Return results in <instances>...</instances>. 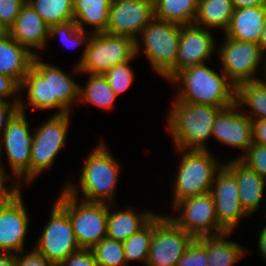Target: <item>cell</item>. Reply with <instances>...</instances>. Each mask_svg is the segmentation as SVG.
I'll return each mask as SVG.
<instances>
[{
  "label": "cell",
  "instance_id": "8992f818",
  "mask_svg": "<svg viewBox=\"0 0 266 266\" xmlns=\"http://www.w3.org/2000/svg\"><path fill=\"white\" fill-rule=\"evenodd\" d=\"M175 150L182 157L174 180L172 207L185 198L209 193L216 173L224 165L209 150Z\"/></svg>",
  "mask_w": 266,
  "mask_h": 266
},
{
  "label": "cell",
  "instance_id": "7bdbcfd3",
  "mask_svg": "<svg viewBox=\"0 0 266 266\" xmlns=\"http://www.w3.org/2000/svg\"><path fill=\"white\" fill-rule=\"evenodd\" d=\"M18 101L14 99L11 102L0 100V135L7 126L8 121L19 110Z\"/></svg>",
  "mask_w": 266,
  "mask_h": 266
},
{
  "label": "cell",
  "instance_id": "e575fe53",
  "mask_svg": "<svg viewBox=\"0 0 266 266\" xmlns=\"http://www.w3.org/2000/svg\"><path fill=\"white\" fill-rule=\"evenodd\" d=\"M130 62L117 64L103 74L117 97L125 92L134 81V71L130 66Z\"/></svg>",
  "mask_w": 266,
  "mask_h": 266
},
{
  "label": "cell",
  "instance_id": "74e56055",
  "mask_svg": "<svg viewBox=\"0 0 266 266\" xmlns=\"http://www.w3.org/2000/svg\"><path fill=\"white\" fill-rule=\"evenodd\" d=\"M27 0H0V22L7 28L14 23Z\"/></svg>",
  "mask_w": 266,
  "mask_h": 266
},
{
  "label": "cell",
  "instance_id": "7dc6e473",
  "mask_svg": "<svg viewBox=\"0 0 266 266\" xmlns=\"http://www.w3.org/2000/svg\"><path fill=\"white\" fill-rule=\"evenodd\" d=\"M16 265H17V254L0 252V266H16Z\"/></svg>",
  "mask_w": 266,
  "mask_h": 266
},
{
  "label": "cell",
  "instance_id": "e0dca14e",
  "mask_svg": "<svg viewBox=\"0 0 266 266\" xmlns=\"http://www.w3.org/2000/svg\"><path fill=\"white\" fill-rule=\"evenodd\" d=\"M211 31L195 24L181 25L175 75L194 65L206 63L215 54L219 46Z\"/></svg>",
  "mask_w": 266,
  "mask_h": 266
},
{
  "label": "cell",
  "instance_id": "6da1fadb",
  "mask_svg": "<svg viewBox=\"0 0 266 266\" xmlns=\"http://www.w3.org/2000/svg\"><path fill=\"white\" fill-rule=\"evenodd\" d=\"M41 58L38 55L33 57L28 73L19 84V93L21 89L28 91L26 103L19 96V111L25 113L27 106H31L33 108L30 112L34 108L38 110L55 108L57 111L54 115L72 112L74 102L79 101V83L61 68L48 64Z\"/></svg>",
  "mask_w": 266,
  "mask_h": 266
},
{
  "label": "cell",
  "instance_id": "f6af8a7d",
  "mask_svg": "<svg viewBox=\"0 0 266 266\" xmlns=\"http://www.w3.org/2000/svg\"><path fill=\"white\" fill-rule=\"evenodd\" d=\"M266 214V213H265ZM260 232L258 233V250H259V255H261L262 259L266 261V224L260 228Z\"/></svg>",
  "mask_w": 266,
  "mask_h": 266
},
{
  "label": "cell",
  "instance_id": "816d5d0a",
  "mask_svg": "<svg viewBox=\"0 0 266 266\" xmlns=\"http://www.w3.org/2000/svg\"><path fill=\"white\" fill-rule=\"evenodd\" d=\"M265 75H264V79H265V81H266V67H265V73H264Z\"/></svg>",
  "mask_w": 266,
  "mask_h": 266
},
{
  "label": "cell",
  "instance_id": "603a6c76",
  "mask_svg": "<svg viewBox=\"0 0 266 266\" xmlns=\"http://www.w3.org/2000/svg\"><path fill=\"white\" fill-rule=\"evenodd\" d=\"M113 205L108 204L107 237L122 243L142 229L157 214L150 210L136 213V210L129 206L124 210L113 212Z\"/></svg>",
  "mask_w": 266,
  "mask_h": 266
},
{
  "label": "cell",
  "instance_id": "cb8c5ba5",
  "mask_svg": "<svg viewBox=\"0 0 266 266\" xmlns=\"http://www.w3.org/2000/svg\"><path fill=\"white\" fill-rule=\"evenodd\" d=\"M34 56L9 34L0 39V73L11 77L18 84L28 73Z\"/></svg>",
  "mask_w": 266,
  "mask_h": 266
},
{
  "label": "cell",
  "instance_id": "d6986e66",
  "mask_svg": "<svg viewBox=\"0 0 266 266\" xmlns=\"http://www.w3.org/2000/svg\"><path fill=\"white\" fill-rule=\"evenodd\" d=\"M22 191L0 211V252L18 254L25 249L30 215Z\"/></svg>",
  "mask_w": 266,
  "mask_h": 266
},
{
  "label": "cell",
  "instance_id": "d590c367",
  "mask_svg": "<svg viewBox=\"0 0 266 266\" xmlns=\"http://www.w3.org/2000/svg\"><path fill=\"white\" fill-rule=\"evenodd\" d=\"M239 160L266 179V146L253 142Z\"/></svg>",
  "mask_w": 266,
  "mask_h": 266
},
{
  "label": "cell",
  "instance_id": "30bf717a",
  "mask_svg": "<svg viewBox=\"0 0 266 266\" xmlns=\"http://www.w3.org/2000/svg\"><path fill=\"white\" fill-rule=\"evenodd\" d=\"M222 45L218 48L222 72L229 81L237 87L243 82L260 80L256 77L259 67H266V55L261 47L252 42L238 41L224 36ZM224 43V44H223Z\"/></svg>",
  "mask_w": 266,
  "mask_h": 266
},
{
  "label": "cell",
  "instance_id": "52a82bcc",
  "mask_svg": "<svg viewBox=\"0 0 266 266\" xmlns=\"http://www.w3.org/2000/svg\"><path fill=\"white\" fill-rule=\"evenodd\" d=\"M55 200L69 216L81 248L92 249L107 237L108 203L85 201L62 188Z\"/></svg>",
  "mask_w": 266,
  "mask_h": 266
},
{
  "label": "cell",
  "instance_id": "bcb514c9",
  "mask_svg": "<svg viewBox=\"0 0 266 266\" xmlns=\"http://www.w3.org/2000/svg\"><path fill=\"white\" fill-rule=\"evenodd\" d=\"M234 8L266 6V0H232Z\"/></svg>",
  "mask_w": 266,
  "mask_h": 266
},
{
  "label": "cell",
  "instance_id": "8fae6325",
  "mask_svg": "<svg viewBox=\"0 0 266 266\" xmlns=\"http://www.w3.org/2000/svg\"><path fill=\"white\" fill-rule=\"evenodd\" d=\"M179 215L167 216L194 238L217 236L226 231L219 225L211 193L188 197L171 207Z\"/></svg>",
  "mask_w": 266,
  "mask_h": 266
},
{
  "label": "cell",
  "instance_id": "f1b7e54d",
  "mask_svg": "<svg viewBox=\"0 0 266 266\" xmlns=\"http://www.w3.org/2000/svg\"><path fill=\"white\" fill-rule=\"evenodd\" d=\"M154 18L179 25L194 24L198 0H153Z\"/></svg>",
  "mask_w": 266,
  "mask_h": 266
},
{
  "label": "cell",
  "instance_id": "c3c4849f",
  "mask_svg": "<svg viewBox=\"0 0 266 266\" xmlns=\"http://www.w3.org/2000/svg\"><path fill=\"white\" fill-rule=\"evenodd\" d=\"M258 45L261 47V50L263 52V54H266V20L264 23V27H263V31L261 33V37L260 40L258 42Z\"/></svg>",
  "mask_w": 266,
  "mask_h": 266
},
{
  "label": "cell",
  "instance_id": "9a60e30c",
  "mask_svg": "<svg viewBox=\"0 0 266 266\" xmlns=\"http://www.w3.org/2000/svg\"><path fill=\"white\" fill-rule=\"evenodd\" d=\"M210 193L214 199L219 225L226 232L233 233L239 221L250 217L241 205L236 178L224 165L216 173Z\"/></svg>",
  "mask_w": 266,
  "mask_h": 266
},
{
  "label": "cell",
  "instance_id": "ab89813d",
  "mask_svg": "<svg viewBox=\"0 0 266 266\" xmlns=\"http://www.w3.org/2000/svg\"><path fill=\"white\" fill-rule=\"evenodd\" d=\"M12 178H0V211L22 190L21 185Z\"/></svg>",
  "mask_w": 266,
  "mask_h": 266
},
{
  "label": "cell",
  "instance_id": "836d02e7",
  "mask_svg": "<svg viewBox=\"0 0 266 266\" xmlns=\"http://www.w3.org/2000/svg\"><path fill=\"white\" fill-rule=\"evenodd\" d=\"M98 266H127L122 242L105 237L91 249Z\"/></svg>",
  "mask_w": 266,
  "mask_h": 266
},
{
  "label": "cell",
  "instance_id": "1f68e13d",
  "mask_svg": "<svg viewBox=\"0 0 266 266\" xmlns=\"http://www.w3.org/2000/svg\"><path fill=\"white\" fill-rule=\"evenodd\" d=\"M152 238L153 218L123 243L127 264L130 261H139L146 265Z\"/></svg>",
  "mask_w": 266,
  "mask_h": 266
},
{
  "label": "cell",
  "instance_id": "5bb4252c",
  "mask_svg": "<svg viewBox=\"0 0 266 266\" xmlns=\"http://www.w3.org/2000/svg\"><path fill=\"white\" fill-rule=\"evenodd\" d=\"M26 116V112L18 110L0 135L1 146H4L10 171L20 185V180H25V183L30 185V161L34 133L30 131Z\"/></svg>",
  "mask_w": 266,
  "mask_h": 266
},
{
  "label": "cell",
  "instance_id": "f546056e",
  "mask_svg": "<svg viewBox=\"0 0 266 266\" xmlns=\"http://www.w3.org/2000/svg\"><path fill=\"white\" fill-rule=\"evenodd\" d=\"M86 85H79V103L95 105L101 109H112L117 99L107 78L103 74H89Z\"/></svg>",
  "mask_w": 266,
  "mask_h": 266
},
{
  "label": "cell",
  "instance_id": "b9f144b4",
  "mask_svg": "<svg viewBox=\"0 0 266 266\" xmlns=\"http://www.w3.org/2000/svg\"><path fill=\"white\" fill-rule=\"evenodd\" d=\"M18 94L19 84L11 77L0 73V100L10 101L9 99L13 98L19 100V97H15Z\"/></svg>",
  "mask_w": 266,
  "mask_h": 266
},
{
  "label": "cell",
  "instance_id": "ffe728a7",
  "mask_svg": "<svg viewBox=\"0 0 266 266\" xmlns=\"http://www.w3.org/2000/svg\"><path fill=\"white\" fill-rule=\"evenodd\" d=\"M49 32L50 26L27 2L22 6L16 20L8 29V34L14 40L38 56L47 47ZM32 48L38 52L33 51Z\"/></svg>",
  "mask_w": 266,
  "mask_h": 266
},
{
  "label": "cell",
  "instance_id": "277c9868",
  "mask_svg": "<svg viewBox=\"0 0 266 266\" xmlns=\"http://www.w3.org/2000/svg\"><path fill=\"white\" fill-rule=\"evenodd\" d=\"M222 108L209 104L173 102L167 115V128L175 149L208 150L214 120Z\"/></svg>",
  "mask_w": 266,
  "mask_h": 266
},
{
  "label": "cell",
  "instance_id": "4dcf8cb0",
  "mask_svg": "<svg viewBox=\"0 0 266 266\" xmlns=\"http://www.w3.org/2000/svg\"><path fill=\"white\" fill-rule=\"evenodd\" d=\"M27 3L49 26L74 20L73 0H27Z\"/></svg>",
  "mask_w": 266,
  "mask_h": 266
},
{
  "label": "cell",
  "instance_id": "3957f363",
  "mask_svg": "<svg viewBox=\"0 0 266 266\" xmlns=\"http://www.w3.org/2000/svg\"><path fill=\"white\" fill-rule=\"evenodd\" d=\"M85 160L81 168L79 186L68 182L63 188L77 198L81 190L82 199L85 201L114 204L116 183L122 165L112 156L104 141H100Z\"/></svg>",
  "mask_w": 266,
  "mask_h": 266
},
{
  "label": "cell",
  "instance_id": "44dd1931",
  "mask_svg": "<svg viewBox=\"0 0 266 266\" xmlns=\"http://www.w3.org/2000/svg\"><path fill=\"white\" fill-rule=\"evenodd\" d=\"M224 163V166L235 176L239 198L244 211L251 216L263 202L266 179L247 167L237 157Z\"/></svg>",
  "mask_w": 266,
  "mask_h": 266
},
{
  "label": "cell",
  "instance_id": "f907efd6",
  "mask_svg": "<svg viewBox=\"0 0 266 266\" xmlns=\"http://www.w3.org/2000/svg\"><path fill=\"white\" fill-rule=\"evenodd\" d=\"M8 34V29L0 22V39Z\"/></svg>",
  "mask_w": 266,
  "mask_h": 266
},
{
  "label": "cell",
  "instance_id": "7402d4cb",
  "mask_svg": "<svg viewBox=\"0 0 266 266\" xmlns=\"http://www.w3.org/2000/svg\"><path fill=\"white\" fill-rule=\"evenodd\" d=\"M266 20V6L235 8L224 35L230 39L258 44Z\"/></svg>",
  "mask_w": 266,
  "mask_h": 266
},
{
  "label": "cell",
  "instance_id": "2e32d148",
  "mask_svg": "<svg viewBox=\"0 0 266 266\" xmlns=\"http://www.w3.org/2000/svg\"><path fill=\"white\" fill-rule=\"evenodd\" d=\"M153 18V0H113L106 32L137 40Z\"/></svg>",
  "mask_w": 266,
  "mask_h": 266
},
{
  "label": "cell",
  "instance_id": "7c38bea8",
  "mask_svg": "<svg viewBox=\"0 0 266 266\" xmlns=\"http://www.w3.org/2000/svg\"><path fill=\"white\" fill-rule=\"evenodd\" d=\"M49 221L35 243L34 249L58 266L72 253L81 249L67 212L55 201Z\"/></svg>",
  "mask_w": 266,
  "mask_h": 266
},
{
  "label": "cell",
  "instance_id": "7a4b0ae2",
  "mask_svg": "<svg viewBox=\"0 0 266 266\" xmlns=\"http://www.w3.org/2000/svg\"><path fill=\"white\" fill-rule=\"evenodd\" d=\"M206 64L189 67L169 81L178 86L173 102L209 104L222 109L235 103L236 87L223 72L220 75Z\"/></svg>",
  "mask_w": 266,
  "mask_h": 266
},
{
  "label": "cell",
  "instance_id": "8d00e7d4",
  "mask_svg": "<svg viewBox=\"0 0 266 266\" xmlns=\"http://www.w3.org/2000/svg\"><path fill=\"white\" fill-rule=\"evenodd\" d=\"M177 266H208L206 248L195 238L177 263Z\"/></svg>",
  "mask_w": 266,
  "mask_h": 266
},
{
  "label": "cell",
  "instance_id": "d4e9b609",
  "mask_svg": "<svg viewBox=\"0 0 266 266\" xmlns=\"http://www.w3.org/2000/svg\"><path fill=\"white\" fill-rule=\"evenodd\" d=\"M230 234L196 238L206 248L208 266H232L249 253L240 243L228 240Z\"/></svg>",
  "mask_w": 266,
  "mask_h": 266
},
{
  "label": "cell",
  "instance_id": "484cf974",
  "mask_svg": "<svg viewBox=\"0 0 266 266\" xmlns=\"http://www.w3.org/2000/svg\"><path fill=\"white\" fill-rule=\"evenodd\" d=\"M113 0H73V15L77 26L85 29L92 26V33L106 32L110 5Z\"/></svg>",
  "mask_w": 266,
  "mask_h": 266
},
{
  "label": "cell",
  "instance_id": "9c48e42d",
  "mask_svg": "<svg viewBox=\"0 0 266 266\" xmlns=\"http://www.w3.org/2000/svg\"><path fill=\"white\" fill-rule=\"evenodd\" d=\"M71 112L52 115L34 130L30 161V183L55 163L64 148Z\"/></svg>",
  "mask_w": 266,
  "mask_h": 266
},
{
  "label": "cell",
  "instance_id": "4fadbf2b",
  "mask_svg": "<svg viewBox=\"0 0 266 266\" xmlns=\"http://www.w3.org/2000/svg\"><path fill=\"white\" fill-rule=\"evenodd\" d=\"M195 238L167 215L153 217V238L146 266H177Z\"/></svg>",
  "mask_w": 266,
  "mask_h": 266
},
{
  "label": "cell",
  "instance_id": "4316f807",
  "mask_svg": "<svg viewBox=\"0 0 266 266\" xmlns=\"http://www.w3.org/2000/svg\"><path fill=\"white\" fill-rule=\"evenodd\" d=\"M234 9L232 0H198L194 24L209 30L220 29L224 33Z\"/></svg>",
  "mask_w": 266,
  "mask_h": 266
},
{
  "label": "cell",
  "instance_id": "60d3db41",
  "mask_svg": "<svg viewBox=\"0 0 266 266\" xmlns=\"http://www.w3.org/2000/svg\"><path fill=\"white\" fill-rule=\"evenodd\" d=\"M25 252L26 250L17 254L16 266H55L34 248L32 251H27V254Z\"/></svg>",
  "mask_w": 266,
  "mask_h": 266
},
{
  "label": "cell",
  "instance_id": "5b68a950",
  "mask_svg": "<svg viewBox=\"0 0 266 266\" xmlns=\"http://www.w3.org/2000/svg\"><path fill=\"white\" fill-rule=\"evenodd\" d=\"M180 33L181 25L153 18L135 40L136 56L144 52L155 74L167 81L175 76Z\"/></svg>",
  "mask_w": 266,
  "mask_h": 266
},
{
  "label": "cell",
  "instance_id": "f35d334b",
  "mask_svg": "<svg viewBox=\"0 0 266 266\" xmlns=\"http://www.w3.org/2000/svg\"><path fill=\"white\" fill-rule=\"evenodd\" d=\"M58 266H98V264L91 249L81 248L68 256Z\"/></svg>",
  "mask_w": 266,
  "mask_h": 266
},
{
  "label": "cell",
  "instance_id": "ee69618b",
  "mask_svg": "<svg viewBox=\"0 0 266 266\" xmlns=\"http://www.w3.org/2000/svg\"><path fill=\"white\" fill-rule=\"evenodd\" d=\"M253 142L266 146V120L252 121Z\"/></svg>",
  "mask_w": 266,
  "mask_h": 266
},
{
  "label": "cell",
  "instance_id": "83f0119b",
  "mask_svg": "<svg viewBox=\"0 0 266 266\" xmlns=\"http://www.w3.org/2000/svg\"><path fill=\"white\" fill-rule=\"evenodd\" d=\"M235 103L240 107L248 106V111L241 110L252 121L266 120V81L243 82L236 87ZM250 110V111H249Z\"/></svg>",
  "mask_w": 266,
  "mask_h": 266
},
{
  "label": "cell",
  "instance_id": "d6a6232c",
  "mask_svg": "<svg viewBox=\"0 0 266 266\" xmlns=\"http://www.w3.org/2000/svg\"><path fill=\"white\" fill-rule=\"evenodd\" d=\"M86 32L87 30L81 29L77 26L75 20H71L66 23L50 26L49 39L52 40L54 37H60L61 42L64 44V46L69 47L71 45L74 48L83 43L85 46L79 60L77 61L76 65L78 66L84 58L85 51L93 35L90 30L88 31V33Z\"/></svg>",
  "mask_w": 266,
  "mask_h": 266
},
{
  "label": "cell",
  "instance_id": "681fc988",
  "mask_svg": "<svg viewBox=\"0 0 266 266\" xmlns=\"http://www.w3.org/2000/svg\"><path fill=\"white\" fill-rule=\"evenodd\" d=\"M2 146H1V142H0V178H11L12 176L11 175H7V173L5 172V168H4V165H2V162H1V154H2Z\"/></svg>",
  "mask_w": 266,
  "mask_h": 266
},
{
  "label": "cell",
  "instance_id": "ac0fdd59",
  "mask_svg": "<svg viewBox=\"0 0 266 266\" xmlns=\"http://www.w3.org/2000/svg\"><path fill=\"white\" fill-rule=\"evenodd\" d=\"M212 137L223 145L241 150L239 159L253 143L252 120L234 103L217 114L212 127Z\"/></svg>",
  "mask_w": 266,
  "mask_h": 266
},
{
  "label": "cell",
  "instance_id": "ba28073f",
  "mask_svg": "<svg viewBox=\"0 0 266 266\" xmlns=\"http://www.w3.org/2000/svg\"><path fill=\"white\" fill-rule=\"evenodd\" d=\"M136 56L135 40L107 32L93 33L82 62L74 65L77 74H104L117 64L132 61Z\"/></svg>",
  "mask_w": 266,
  "mask_h": 266
}]
</instances>
